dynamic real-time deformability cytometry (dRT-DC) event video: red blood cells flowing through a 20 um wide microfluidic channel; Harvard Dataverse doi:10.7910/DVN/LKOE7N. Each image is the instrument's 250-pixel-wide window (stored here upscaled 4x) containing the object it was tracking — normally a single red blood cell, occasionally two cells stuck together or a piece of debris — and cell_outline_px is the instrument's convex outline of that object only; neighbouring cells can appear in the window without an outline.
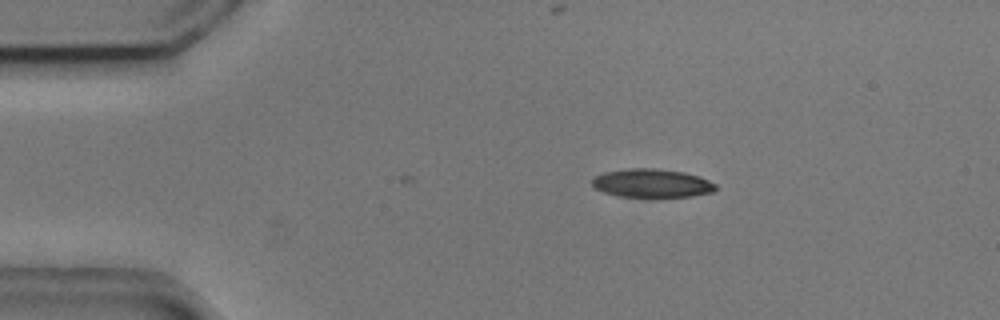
{"species": "common noctule bat (a hibernating species)", "species_latin": "Nyctalus noctula", "temperature_condition": "cold", "stored_images_in_passage": 4, "camera_frame_rate_fps": 3000, "um_per_image_px": 0.085, "animal": {"sex": "male", "body_mass_g": 20.5, "forearm_length_mm": 52.5}, "frame": {"image": 1, "passage_image": 4, "time_ms": 1.0, "image_size_px": [1000, 320], "cell_outline_px": [[716, 188], [712, 192], [692, 196], [620, 196], [604, 192], [596, 188], [592, 184], [592, 176], [604, 172], [628, 168], [656, 168], [684, 172], [700, 176], [716, 184]], "centroid_in_image_um": [55.4, 15.55], "position_along_channel_um": 29.6, "area_um2": 20.4}}